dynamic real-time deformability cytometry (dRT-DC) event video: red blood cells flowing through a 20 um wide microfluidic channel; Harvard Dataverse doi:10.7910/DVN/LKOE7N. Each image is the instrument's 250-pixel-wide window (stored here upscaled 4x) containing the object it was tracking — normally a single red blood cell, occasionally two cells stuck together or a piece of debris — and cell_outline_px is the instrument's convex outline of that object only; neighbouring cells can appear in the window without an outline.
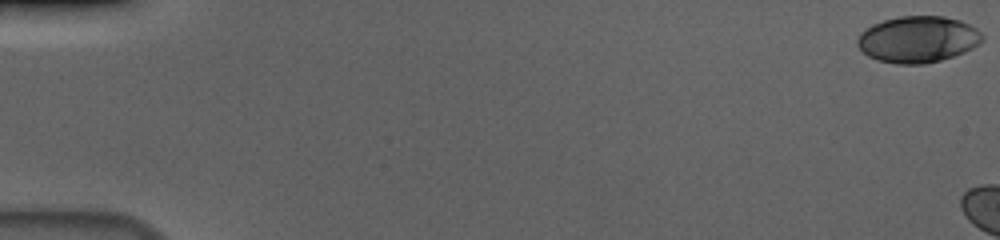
{"species": "human", "species_latin": "Homo sapiens", "temperature_condition": "cold", "stored_images_in_passage": 9, "camera_frame_rate_fps": 3000, "um_per_image_px": 0.085, "donor": {"sex": "male"}, "frame": {"image": 1, "passage_image": 1, "time_ms": 0.0, "image_size_px": [1000, 240], "cell_outline_px": [[984, 40], [980, 44], [964, 52], [940, 60], [924, 64], [896, 64], [876, 60], [868, 56], [856, 44], [856, 40], [860, 32], [872, 24], [884, 20], [900, 16], [944, 16], [960, 20], [976, 28], [984, 36]], "centroid_in_image_um": [78.01, 3.34], "position_along_channel_um": 7.0, "area_um2": 33.99}}